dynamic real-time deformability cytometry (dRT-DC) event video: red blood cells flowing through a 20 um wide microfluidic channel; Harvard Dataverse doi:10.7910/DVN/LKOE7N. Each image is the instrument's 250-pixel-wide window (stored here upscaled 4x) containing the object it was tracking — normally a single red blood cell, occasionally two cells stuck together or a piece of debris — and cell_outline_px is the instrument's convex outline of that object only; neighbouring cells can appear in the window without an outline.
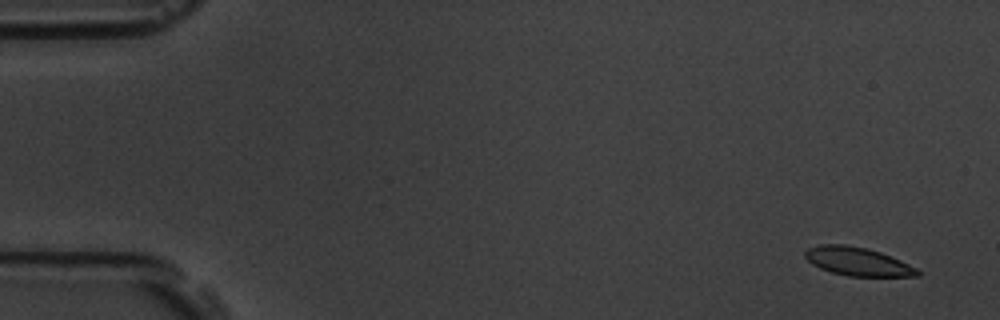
{"species": "common noctule bat (a hibernating species)", "species_latin": "Nyctalus noctula", "temperature_condition": "room temperature", "stored_images_in_passage": 5, "camera_frame_rate_fps": 3000, "um_per_image_px": 0.085, "animal": {"sex": "male", "body_mass_g": 19.5, "forearm_length_mm": 54.6}, "frame": {"image": 1, "passage_image": 1, "time_ms": 0.0, "image_size_px": [1000, 320], "cell_outline_px": [[920, 276], [848, 276], [832, 272], [820, 268], [812, 264], [804, 256], [804, 252], [808, 248], [820, 244], [844, 244], [864, 248], [880, 252], [900, 260], [916, 268], [920, 272]], "centroid_in_image_um": [72.87, 22.22], "position_along_channel_um": 12.1, "area_um2": 18.44}}